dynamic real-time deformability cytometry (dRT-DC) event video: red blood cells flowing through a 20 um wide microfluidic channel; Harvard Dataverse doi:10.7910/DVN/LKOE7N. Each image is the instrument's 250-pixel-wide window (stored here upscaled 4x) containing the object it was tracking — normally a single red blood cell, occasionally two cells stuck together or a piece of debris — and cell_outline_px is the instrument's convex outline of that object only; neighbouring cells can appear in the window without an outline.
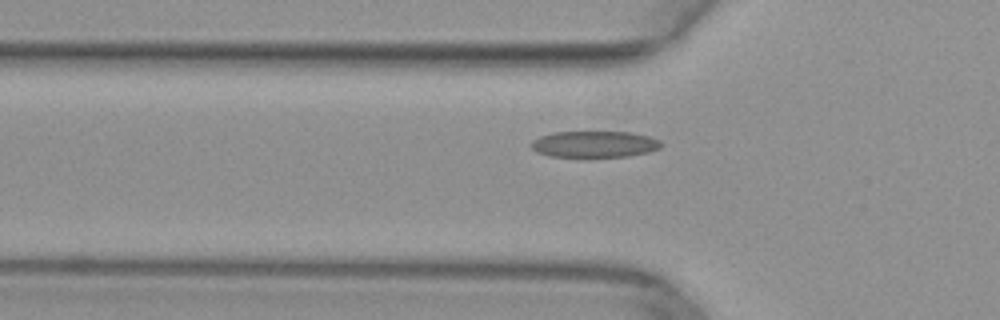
{"species": "common noctule bat (a hibernating species)", "species_latin": "Nyctalus noctula", "temperature_condition": "warm", "stored_images_in_passage": 51, "camera_frame_rate_fps": 3000, "um_per_image_px": 0.085, "animal": {"sex": "female", "body_mass_g": 29.2, "forearm_length_mm": 56.3}, "frame": {"image": 1, "passage_image": 9, "time_ms": 2.667, "image_size_px": [1000, 320], "cell_outline_px": [[664, 144], [660, 148], [648, 152], [628, 156], [548, 156], [536, 152], [532, 148], [532, 140], [540, 136], [552, 132], [632, 132], [648, 136], [660, 140]], "centroid_in_image_um": [50.55, 12.24], "position_along_channel_um": 75.3, "area_um2": 19.88}}
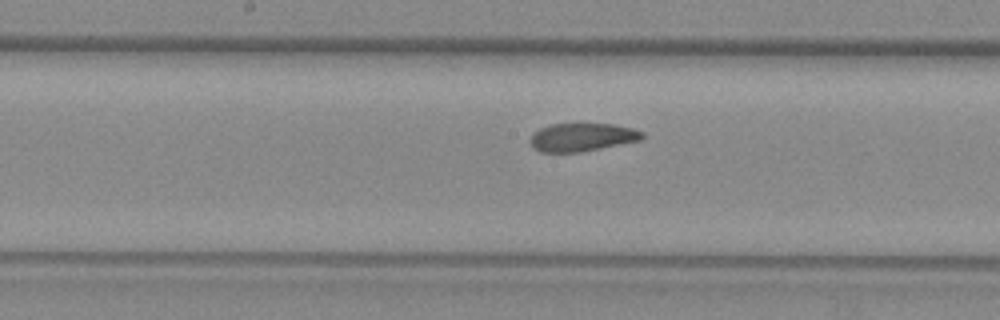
{"frame": {"image": 2, "passage_image": 18, "time_ms": 5.667, "image_size_px": [1000, 320], "cell_outline_px": [[644, 136], [640, 140], [580, 152], [540, 152], [532, 148], [528, 140], [532, 132], [540, 128], [552, 124], [612, 124], [632, 128], [644, 132]], "centroid_in_image_um": [49.41, 11.66], "position_along_channel_um": 198.8, "area_um2": 18.44}}
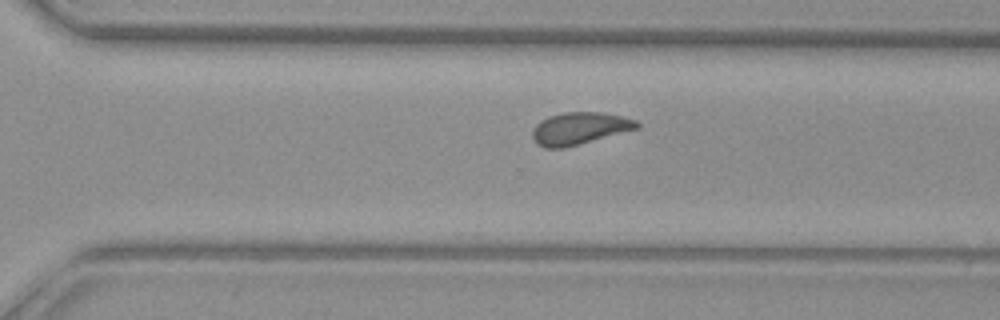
{"frame": {"image": 3, "passage_image": 27, "time_ms": 8.667, "image_size_px": [1000, 320], "cell_outline_px": [[640, 128], [564, 148], [544, 148], [536, 144], [532, 136], [532, 128], [540, 120], [548, 116], [564, 112], [600, 112], [620, 116], [636, 120], [640, 124]], "centroid_in_image_um": [49.23, 10.92], "position_along_channel_um": 321.4, "area_um2": 19.71}}